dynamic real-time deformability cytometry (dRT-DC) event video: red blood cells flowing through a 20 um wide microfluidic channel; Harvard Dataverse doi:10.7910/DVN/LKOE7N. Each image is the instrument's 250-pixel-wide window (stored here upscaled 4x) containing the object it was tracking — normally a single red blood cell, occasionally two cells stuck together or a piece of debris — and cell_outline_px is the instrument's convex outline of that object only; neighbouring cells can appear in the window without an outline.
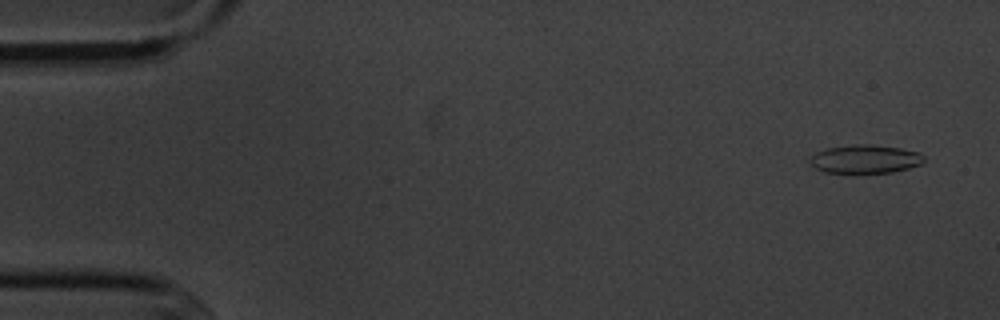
{"species": "common noctule bat (a hibernating species)", "species_latin": "Nyctalus noctula", "temperature_condition": "cold", "stored_images_in_passage": 5, "camera_frame_rate_fps": 3000, "um_per_image_px": 0.085, "animal": {"sex": "male", "body_mass_g": 20.1, "forearm_length_mm": 53.5}, "frame": {"image": 1, "passage_image": 1, "time_ms": 0.0, "image_size_px": [1000, 320], "cell_outline_px": [[924, 160], [920, 164], [908, 168], [892, 172], [856, 176], [824, 172], [816, 168], [808, 160], [816, 152], [828, 148], [852, 144], [872, 144], [900, 148], [920, 152], [924, 156]], "centroid_in_image_um": [73.52, 13.56], "position_along_channel_um": 11.5, "area_um2": 19.71}}